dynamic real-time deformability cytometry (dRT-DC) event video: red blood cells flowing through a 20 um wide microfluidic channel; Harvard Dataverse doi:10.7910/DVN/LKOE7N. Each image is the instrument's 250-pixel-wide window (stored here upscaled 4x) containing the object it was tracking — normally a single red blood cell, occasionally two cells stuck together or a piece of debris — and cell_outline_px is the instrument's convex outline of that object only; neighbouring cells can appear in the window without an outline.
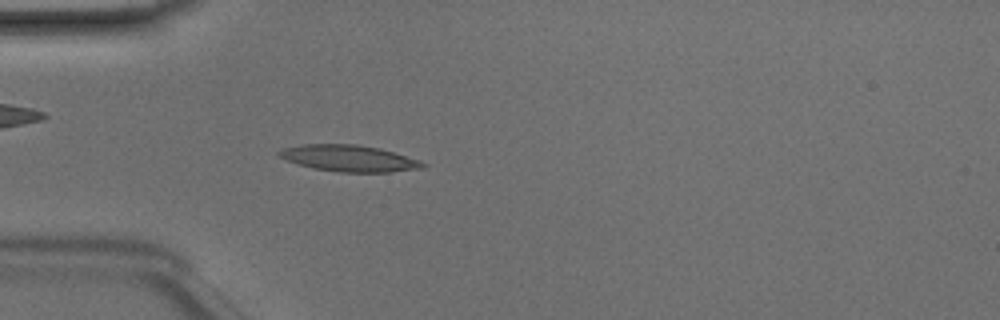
{"species": "Egyptian fruit bat (a non-hibernating species)", "species_latin": "Rousettus aegyptiacus", "temperature_condition": "room temperature", "stored_images_in_passage": 42, "camera_frame_rate_fps": 3000, "um_per_image_px": 0.085, "animal": {"sex": "male"}, "frame": {"image": 1, "passage_image": 8, "time_ms": 2.333, "image_size_px": [1000, 320], "cell_outline_px": [[428, 164], [424, 168], [392, 172], [340, 172], [312, 168], [288, 160], [280, 156], [276, 152], [284, 148], [300, 144], [356, 144], [380, 148], [420, 160]], "centroid_in_image_um": [29.72, 13.45], "position_along_channel_um": 55.3, "area_um2": 22.14}}
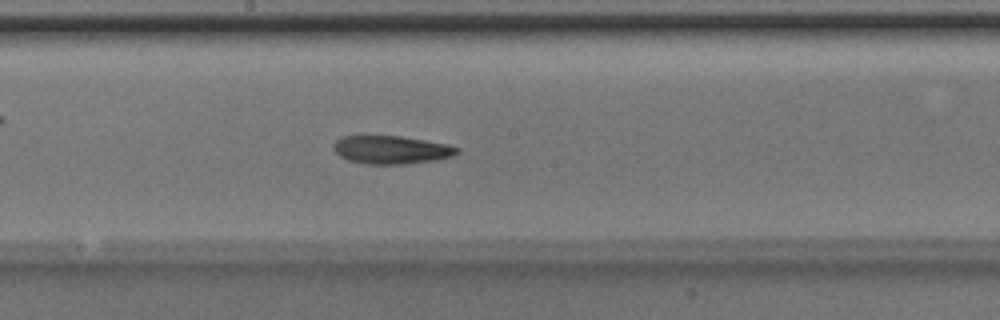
{"frame": {"image": 2, "passage_image": 20, "time_ms": 6.333, "image_size_px": [1000, 320], "cell_outline_px": [[460, 152], [452, 156], [436, 160], [408, 164], [364, 164], [348, 160], [340, 156], [332, 148], [332, 144], [336, 140], [344, 136], [400, 136], [448, 144], [460, 148]], "centroid_in_image_um": [33.27, 12.74], "position_along_channel_um": 214.9, "area_um2": 20.4}}
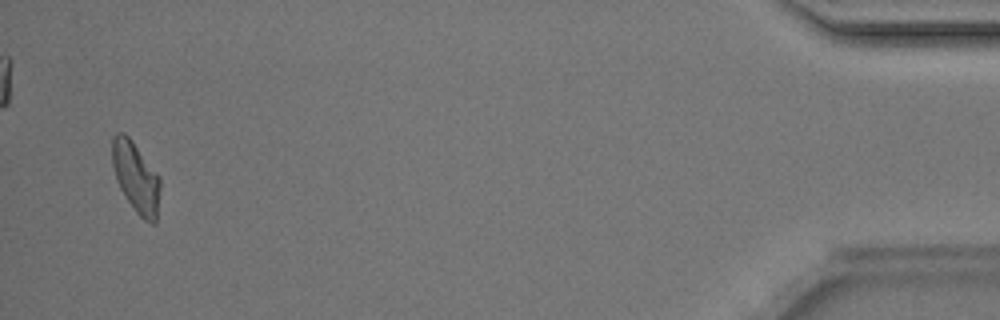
{"frame": {"image": 3, "passage_image": 41, "time_ms": 13.333, "image_size_px": [1000, 320], "cell_outline_px": [[160, 188], [156, 224], [152, 224], [144, 220], [136, 212], [120, 188], [116, 180], [112, 164], [112, 136], [116, 132], [124, 132], [132, 140], [160, 176]], "centroid_in_image_um": [11.55, 15.05], "position_along_channel_um": 423.6, "area_um2": 19.83}}